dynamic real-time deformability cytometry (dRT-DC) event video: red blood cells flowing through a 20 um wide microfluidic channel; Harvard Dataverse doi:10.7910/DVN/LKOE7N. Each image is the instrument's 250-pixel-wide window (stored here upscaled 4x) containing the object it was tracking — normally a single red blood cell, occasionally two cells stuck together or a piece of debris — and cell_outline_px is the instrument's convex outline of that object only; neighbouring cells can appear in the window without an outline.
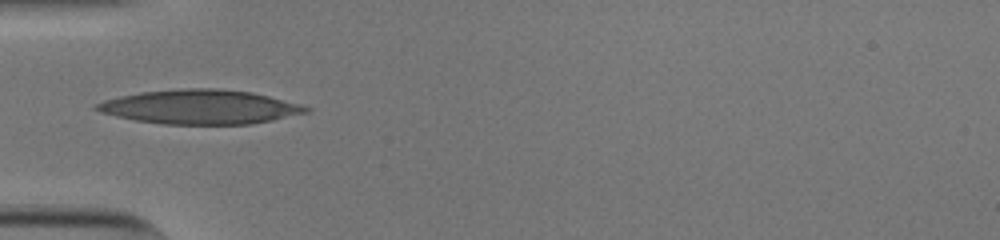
{"species": "human", "species_latin": "Homo sapiens", "temperature_condition": "cold", "stored_images_in_passage": 36, "camera_frame_rate_fps": 3000, "um_per_image_px": 0.085, "donor": {"sex": "male"}, "frame": {"image": 1, "passage_image": 1, "time_ms": 0.0, "image_size_px": [1000, 240], "cell_outline_px": [[312, 108], [308, 112], [272, 120], [252, 124], [160, 124], [136, 120], [116, 116], [100, 112], [92, 108], [96, 104], [104, 100], [120, 96], [140, 92], [180, 88], [220, 88], [252, 92], [300, 104]], "centroid_in_image_um": [16.99, 9.08], "position_along_channel_um": 68.0, "area_um2": 41.85}}
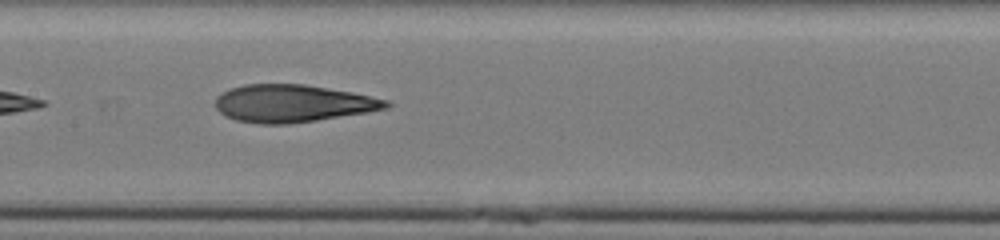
{"frame": {"image": 2, "passage_image": 10, "time_ms": 3.0, "image_size_px": [1000, 240], "cell_outline_px": [[392, 104], [388, 108], [368, 112], [316, 120], [288, 124], [260, 124], [236, 120], [224, 116], [216, 108], [216, 96], [220, 92], [228, 88], [244, 84], [304, 84], [352, 92], [388, 100]], "centroid_in_image_um": [24.85, 8.79], "position_along_channel_um": 182.6, "area_um2": 37.45}}
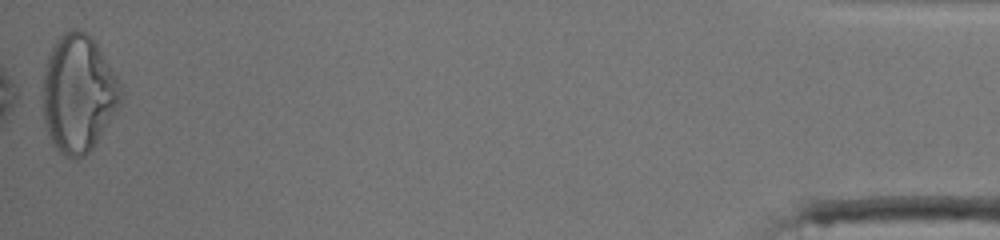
{"frame": {"image": 3, "passage_image": 36, "time_ms": 11.667, "image_size_px": [1000, 240], "cell_outline_px": [[124, 100], [92, 148], [84, 156], [76, 160], [60, 152], [48, 136], [44, 120], [44, 72], [48, 52], [56, 40], [64, 32], [72, 28], [80, 28], [92, 36], [116, 76], [124, 92]], "centroid_in_image_um": [6.68, 7.93], "position_along_channel_um": 428.5, "area_um2": 53.58}, "authors_computed_cell_mechanics": {"area_um2": 38.0902, "velocity_mm_per_s": 3.8467, "shape_relaxation_time_tau1_ms": null, "shape_relaxation_time_tau2_ms": 2.5621, "deformation_change_tau1": null, "deformation_change_tau2": 0.1202}}